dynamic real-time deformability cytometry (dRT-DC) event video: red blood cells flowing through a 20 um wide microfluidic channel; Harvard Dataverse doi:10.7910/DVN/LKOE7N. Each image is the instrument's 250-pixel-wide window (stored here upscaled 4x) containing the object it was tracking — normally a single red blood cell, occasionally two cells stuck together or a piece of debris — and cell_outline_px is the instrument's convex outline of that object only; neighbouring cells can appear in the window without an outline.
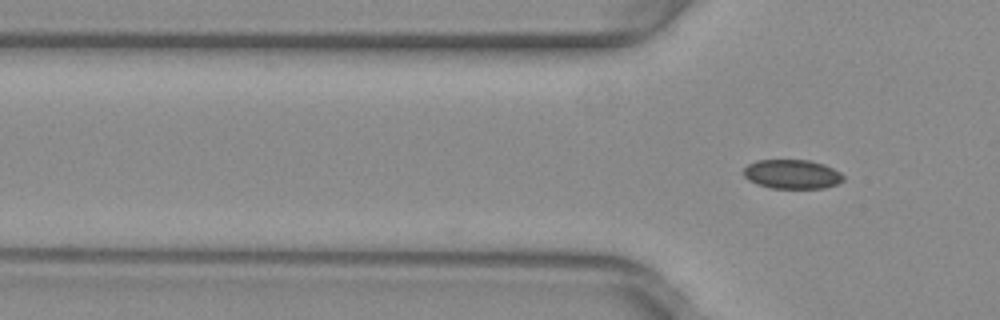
{"species": "common noctule bat (a hibernating species)", "species_latin": "Nyctalus noctula", "temperature_condition": "warm", "stored_images_in_passage": 3, "camera_frame_rate_fps": 3000, "um_per_image_px": 0.085, "animal": {"sex": "female", "body_mass_g": 29.2, "forearm_length_mm": 56.3}, "frame": {"image": 1, "passage_image": 3, "time_ms": 0.667, "image_size_px": [1000, 320], "cell_outline_px": [[844, 180], [836, 184], [824, 188], [772, 188], [756, 184], [748, 180], [744, 176], [744, 168], [748, 164], [756, 160], [808, 160], [824, 164], [840, 172], [844, 176]], "centroid_in_image_um": [67.32, 14.8], "position_along_channel_um": 58.5, "area_um2": 16.99}}